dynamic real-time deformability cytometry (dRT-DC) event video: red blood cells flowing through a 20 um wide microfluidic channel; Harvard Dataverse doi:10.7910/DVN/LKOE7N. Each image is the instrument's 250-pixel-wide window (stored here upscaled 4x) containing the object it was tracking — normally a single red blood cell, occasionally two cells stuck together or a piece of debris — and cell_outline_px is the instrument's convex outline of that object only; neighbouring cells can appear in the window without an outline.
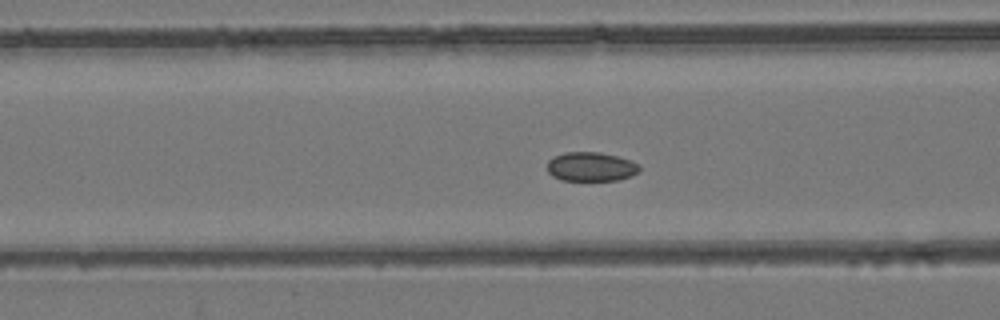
{"species": "common noctule bat (a hibernating species)", "species_latin": "Nyctalus noctula", "temperature_condition": "room temperature", "stored_images_in_passage": 20, "camera_frame_rate_fps": 3000, "um_per_image_px": 0.085, "animal": {"sex": "female", "body_mass_g": 24.6, "forearm_length_mm": 56.2}, "frame": {"image": 1, "passage_image": 5, "time_ms": 1.333, "image_size_px": [1000, 320], "cell_outline_px": [[640, 168], [632, 176], [620, 180], [560, 180], [552, 176], [548, 172], [548, 160], [552, 156], [564, 152], [600, 152], [632, 160], [640, 164]], "centroid_in_image_um": [50.23, 14.16], "position_along_channel_um": 116.4, "area_um2": 15.84}}
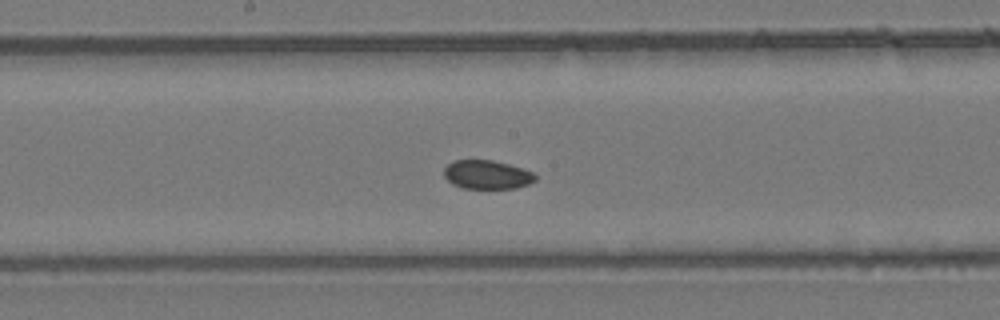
{"frame": {"image": 2, "passage_image": 12, "time_ms": 3.667, "image_size_px": [1000, 320], "cell_outline_px": [[536, 180], [528, 184], [516, 188], [464, 188], [452, 184], [444, 176], [444, 168], [448, 164], [456, 160], [492, 160], [508, 164], [532, 172], [536, 176]], "centroid_in_image_um": [41.38, 14.85], "position_along_channel_um": 206.8, "area_um2": 15.14}}
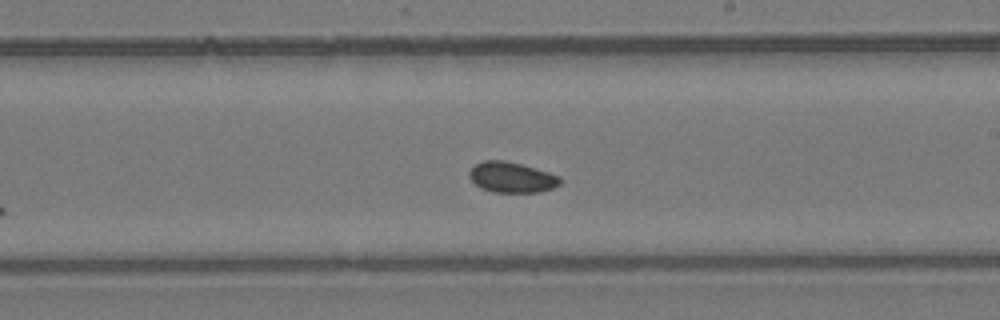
{"frame": {"image": 3, "passage_image": 15, "time_ms": 4.667, "image_size_px": [1000, 320], "cell_outline_px": [[564, 180], [560, 184], [552, 188], [540, 192], [492, 192], [480, 188], [468, 176], [468, 172], [476, 164], [484, 160], [504, 160], [520, 164], [548, 172], [560, 176]], "centroid_in_image_um": [43.5, 15.08], "position_along_channel_um": 245.5, "area_um2": 16.18}}